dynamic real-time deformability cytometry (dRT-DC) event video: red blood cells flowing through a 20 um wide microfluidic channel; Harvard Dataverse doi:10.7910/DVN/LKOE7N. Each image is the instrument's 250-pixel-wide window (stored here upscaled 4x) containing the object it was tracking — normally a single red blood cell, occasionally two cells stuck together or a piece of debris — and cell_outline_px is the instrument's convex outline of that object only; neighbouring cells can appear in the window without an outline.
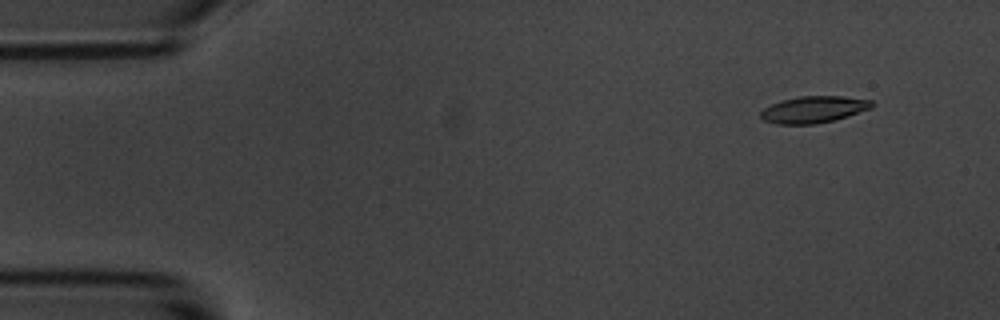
{"species": "common noctule bat (a hibernating species)", "species_latin": "Nyctalus noctula", "temperature_condition": "room temperature", "stored_images_in_passage": 56, "camera_frame_rate_fps": 3000, "um_per_image_px": 0.085, "animal": {"sex": "male", "body_mass_g": 20.1, "forearm_length_mm": 53.5}, "frame": {"image": 1, "passage_image": 5, "time_ms": 1.333, "image_size_px": [1000, 320], "cell_outline_px": [[872, 108], [836, 120], [816, 124], [776, 124], [764, 120], [760, 116], [760, 112], [764, 108], [772, 104], [784, 100], [800, 96], [844, 96], [872, 100]], "centroid_in_image_um": [69.18, 9.31], "position_along_channel_um": 15.8, "area_um2": 17.28}}
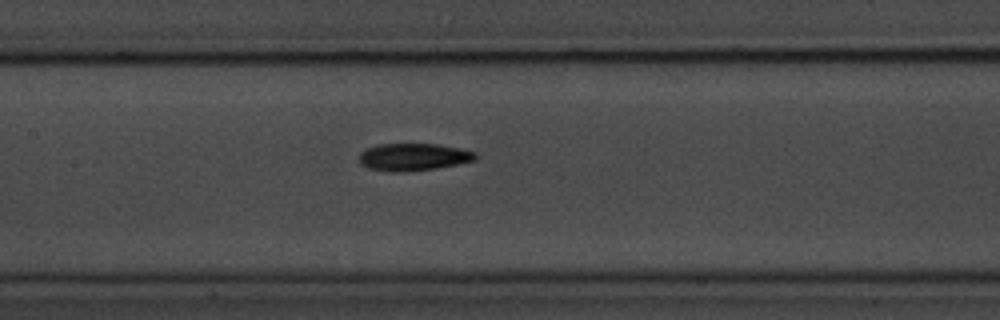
{"frame": {"image": 2, "passage_image": 26, "time_ms": 8.333, "image_size_px": [1000, 320], "cell_outline_px": [[480, 156], [476, 160], [436, 168], [408, 172], [388, 172], [368, 168], [360, 164], [360, 152], [364, 148], [380, 144], [436, 144], [460, 148], [476, 152]], "centroid_in_image_um": [35.14, 13.35], "position_along_channel_um": 172.3, "area_um2": 18.79}}
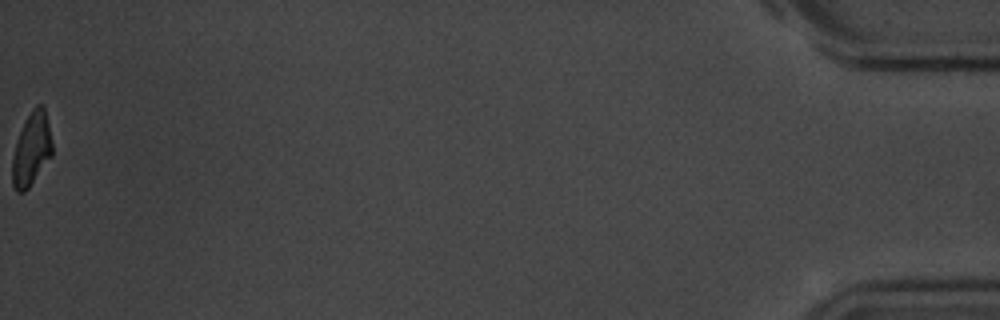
{"frame": {"image": 3, "passage_image": 56, "time_ms": 18.333, "image_size_px": [1000, 320], "cell_outline_px": [[52, 156], [28, 188], [24, 192], [16, 192], [12, 184], [12, 156], [20, 132], [32, 108], [36, 104], [44, 104], [52, 140]], "centroid_in_image_um": [2.69, 12.68], "position_along_channel_um": 432.5, "area_um2": 16.99}, "authors_computed_cell_mechanics": {"area_um2": 18.0914, "velocity_mm_per_s": 3.619, "shape_relaxation_time_tau1_ms": 4.8831, "shape_relaxation_time_tau2_ms": 8.5962, "deformation_change_tau1": 0.1773, "deformation_change_tau2": 0.1593}}